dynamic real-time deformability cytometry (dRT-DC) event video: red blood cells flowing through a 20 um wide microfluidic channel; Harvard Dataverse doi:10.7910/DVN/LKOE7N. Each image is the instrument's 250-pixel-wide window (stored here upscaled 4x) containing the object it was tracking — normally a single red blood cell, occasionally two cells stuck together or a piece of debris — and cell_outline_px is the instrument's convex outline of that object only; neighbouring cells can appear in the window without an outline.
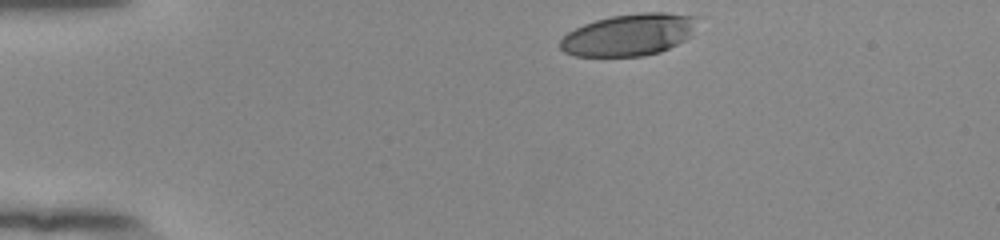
{"species": "human", "species_latin": "Homo sapiens", "temperature_condition": "room temperature", "stored_images_in_passage": 36, "camera_frame_rate_fps": 3000, "um_per_image_px": 0.085, "donor": {"sex": "female"}, "frame": {"image": 1, "passage_image": 1, "time_ms": 0.0, "image_size_px": [1000, 240], "cell_outline_px": [[700, 16], [688, 36], [684, 40], [660, 52], [644, 56], [576, 56], [564, 52], [560, 48], [560, 40], [568, 32], [584, 24], [596, 20], [612, 16], [644, 12], [664, 12]], "centroid_in_image_um": [53.45, 2.95], "position_along_channel_um": 31.5, "area_um2": 33.29}}
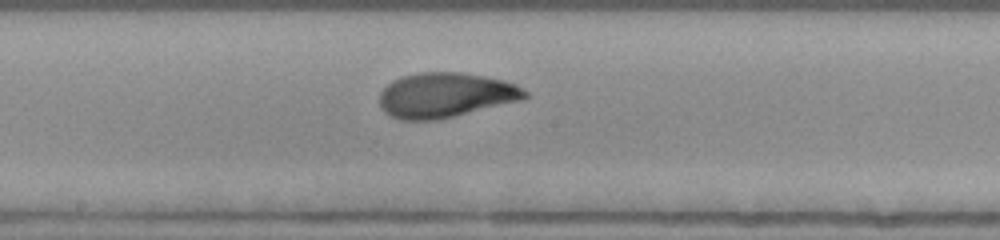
{"frame": {"image": 2, "passage_image": 20, "time_ms": 6.333, "image_size_px": [1000, 240], "cell_outline_px": [[528, 96], [524, 100], [436, 120], [400, 120], [384, 112], [380, 108], [380, 92], [392, 80], [404, 76], [420, 72], [460, 72], [484, 76], [504, 80], [516, 84], [528, 92]], "centroid_in_image_um": [37.88, 8.09], "position_along_channel_um": 210.3, "area_um2": 38.15}}
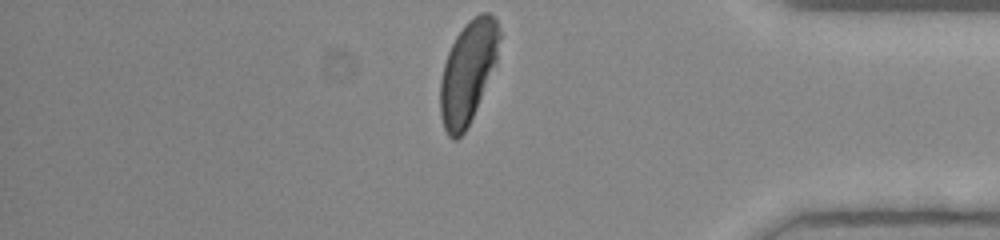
{"frame": {"image": 3, "passage_image": 36, "time_ms": 11.667, "image_size_px": [1000, 240], "cell_outline_px": [[500, 36], [496, 64], [476, 108], [464, 132], [456, 140], [452, 140], [448, 136], [444, 128], [440, 116], [440, 80], [444, 64], [448, 52], [456, 36], [464, 24], [468, 20], [480, 12], [488, 12], [496, 20], [500, 32]], "centroid_in_image_um": [39.76, 6.11], "position_along_channel_um": 395.4, "area_um2": 35.08}, "authors_computed_cell_mechanics": {"area_um2": 37.281, "velocity_mm_per_s": 3.8845, "shape_relaxation_time_tau1_ms": 3.9129, "shape_relaxation_time_tau2_ms": 0.8173, "deformation_change_tau1": 0.1835, "deformation_change_tau2": 0.0606}}